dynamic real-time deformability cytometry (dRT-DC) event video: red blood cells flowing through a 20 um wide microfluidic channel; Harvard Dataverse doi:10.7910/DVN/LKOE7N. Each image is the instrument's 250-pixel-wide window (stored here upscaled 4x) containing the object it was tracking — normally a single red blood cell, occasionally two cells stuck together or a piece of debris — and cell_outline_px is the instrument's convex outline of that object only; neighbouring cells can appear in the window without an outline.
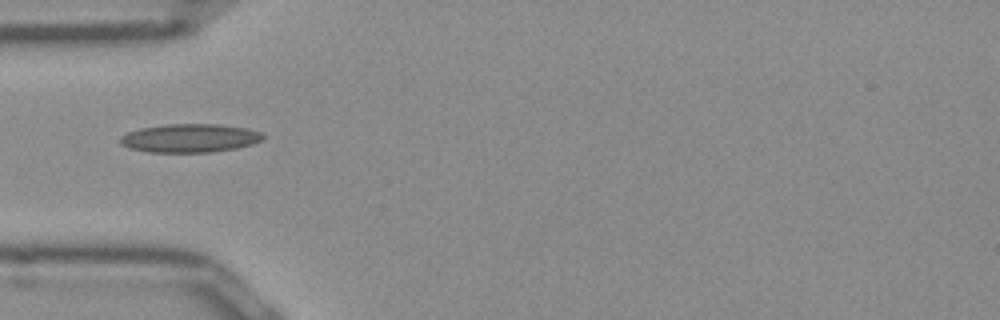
{"species": "Egyptian fruit bat (a non-hibernating species)", "species_latin": "Rousettus aegyptiacus", "temperature_condition": "room temperature", "stored_images_in_passage": 36, "camera_frame_rate_fps": 3000, "um_per_image_px": 0.085, "frame": {"image": 1, "passage_image": 1, "time_ms": 0.0, "image_size_px": [1000, 320], "cell_outline_px": [[264, 136], [260, 140], [252, 144], [236, 148], [212, 152], [148, 152], [128, 148], [120, 144], [120, 136], [128, 132], [140, 128], [164, 124], [216, 124], [244, 128], [260, 132]], "centroid_in_image_um": [16.07, 11.74], "position_along_channel_um": 68.9, "area_um2": 23.64}}
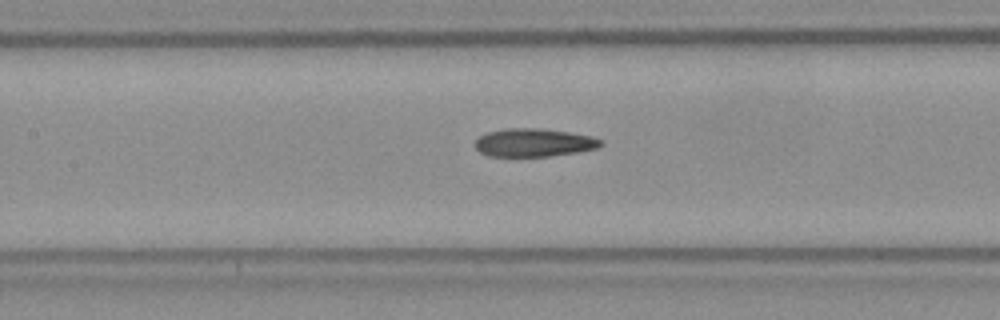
{"frame": {"image": 2, "passage_image": 8, "time_ms": 2.333, "image_size_px": [1000, 320], "cell_outline_px": [[604, 144], [596, 148], [576, 152], [548, 156], [488, 156], [480, 152], [472, 144], [480, 136], [488, 132], [504, 128], [544, 128], [592, 136], [604, 140]], "centroid_in_image_um": [45.37, 12.11], "position_along_channel_um": 162.0, "area_um2": 20.75}}
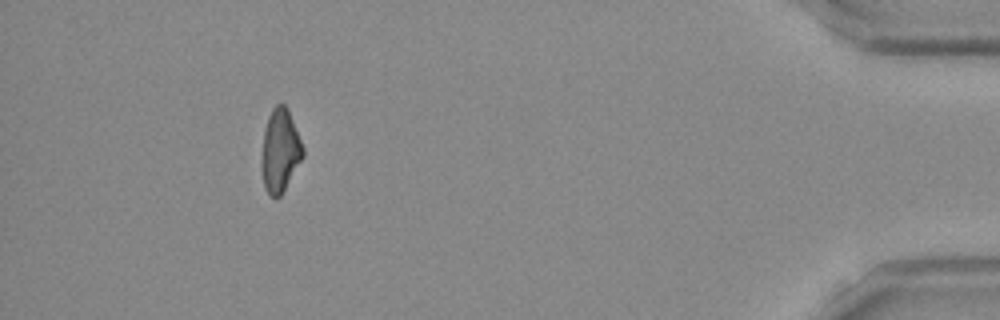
{"frame": {"image": 3, "passage_image": 32, "time_ms": 10.333, "image_size_px": [1000, 320], "cell_outline_px": [[304, 156], [280, 196], [276, 200], [264, 188], [260, 168], [260, 164], [264, 132], [268, 116], [272, 108], [276, 104], [284, 104], [288, 108], [304, 148]], "centroid_in_image_um": [23.79, 12.81], "position_along_channel_um": 411.4, "area_um2": 20.17}, "authors_computed_cell_mechanics": {"area_um2": 20.5479, "velocity_mm_per_s": 3.9311, "shape_relaxation_time_tau1_ms": null, "shape_relaxation_time_tau2_ms": 3.931, "deformation_change_tau1": null, "deformation_change_tau2": 0.1333}}